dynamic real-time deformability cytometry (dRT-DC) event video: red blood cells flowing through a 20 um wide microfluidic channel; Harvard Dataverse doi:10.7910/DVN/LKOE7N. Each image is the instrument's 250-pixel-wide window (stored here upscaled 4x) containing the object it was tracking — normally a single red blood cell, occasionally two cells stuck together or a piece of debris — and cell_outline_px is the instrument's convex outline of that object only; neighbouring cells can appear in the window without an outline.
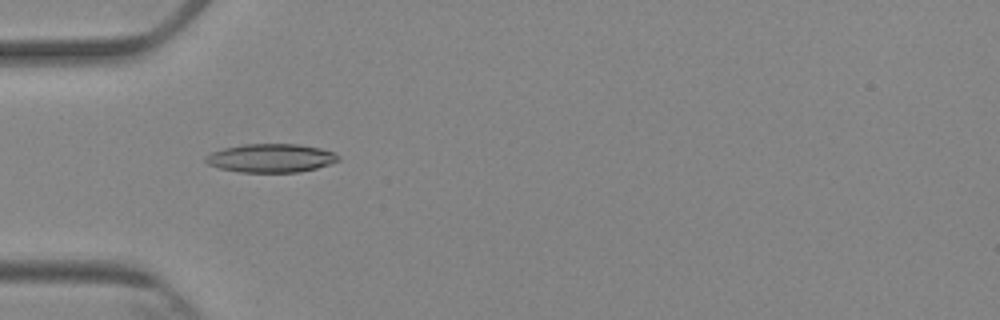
{"species": "Egyptian fruit bat (a non-hibernating species)", "species_latin": "Rousettus aegyptiacus", "temperature_condition": "cold", "stored_images_in_passage": 8, "camera_frame_rate_fps": 3000, "um_per_image_px": 0.085, "animal": {"sex": "female"}, "frame": {"image": 1, "passage_image": 5, "time_ms": 4.333, "image_size_px": [1000, 320], "cell_outline_px": [[340, 160], [316, 168], [296, 172], [240, 172], [220, 168], [208, 164], [204, 160], [204, 156], [212, 152], [224, 148], [244, 144], [296, 144], [320, 148], [332, 152], [340, 156]], "centroid_in_image_um": [23.0, 13.43], "position_along_channel_um": 62.0, "area_um2": 21.91}}
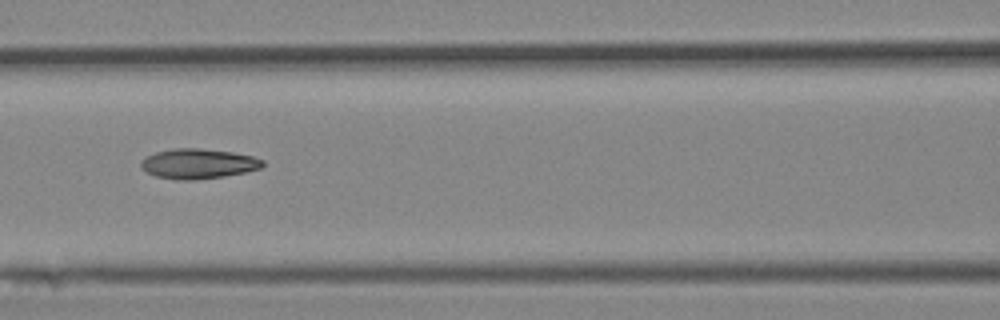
{"frame": {"image": 2, "passage_image": 7, "time_ms": 6.667, "image_size_px": [1000, 320], "cell_outline_px": [[264, 164], [260, 168], [244, 172], [224, 176], [192, 180], [176, 180], [156, 176], [140, 168], [140, 160], [156, 152], [172, 148], [200, 148], [232, 152], [252, 156], [264, 160]], "centroid_in_image_um": [16.82, 13.91], "position_along_channel_um": 149.8, "area_um2": 21.21}}
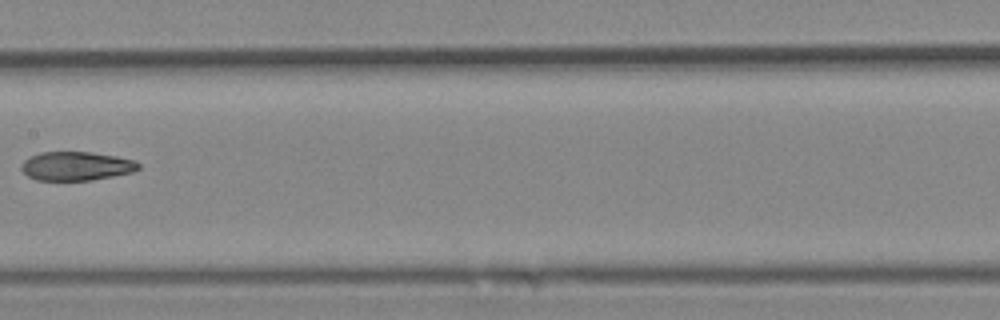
{"frame": {"image": 3, "passage_image": 8, "time_ms": 8.0, "image_size_px": [1000, 320], "cell_outline_px": [[140, 168], [132, 172], [92, 180], [36, 180], [28, 176], [20, 168], [20, 164], [24, 160], [40, 152], [92, 152], [116, 156], [136, 160], [140, 164]], "centroid_in_image_um": [6.49, 14.11], "position_along_channel_um": 200.9, "area_um2": 19.71}}